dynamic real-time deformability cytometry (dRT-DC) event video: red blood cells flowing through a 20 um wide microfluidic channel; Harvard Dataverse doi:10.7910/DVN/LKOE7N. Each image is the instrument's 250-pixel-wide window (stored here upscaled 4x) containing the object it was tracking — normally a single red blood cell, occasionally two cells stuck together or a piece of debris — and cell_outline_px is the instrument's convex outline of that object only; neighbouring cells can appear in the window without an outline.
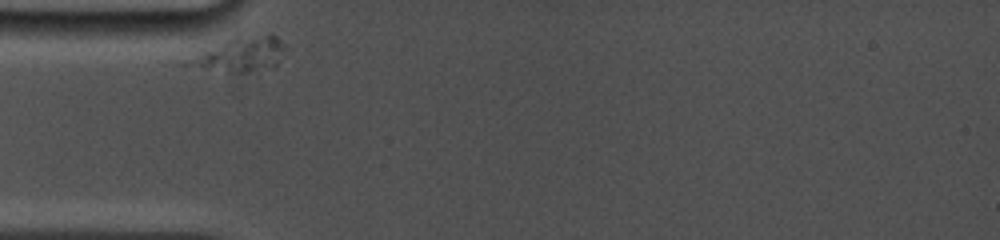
{"species": "common noctule bat (a hibernating species)", "species_latin": "Nyctalus noctula", "temperature_condition": "cold", "stored_images_in_passage": 8, "camera_frame_rate_fps": 5000, "um_per_image_px": 0.085, "animal": {"sex": "female", "body_mass_g": 19.0, "forearm_length_mm": 53.3}, "frame": {"image": 1, "passage_image": 1, "time_ms": 0.0, "image_size_px": [1000, 240], "cell_outline_px": [[284, 48], [276, 68], [240, 72], [200, 64], [196, 60], [204, 52], [232, 40], [268, 36], [276, 36], [280, 40]], "centroid_in_image_um": [20.82, 4.64], "position_along_channel_um": 64.2, "area_um2": 16.13}}
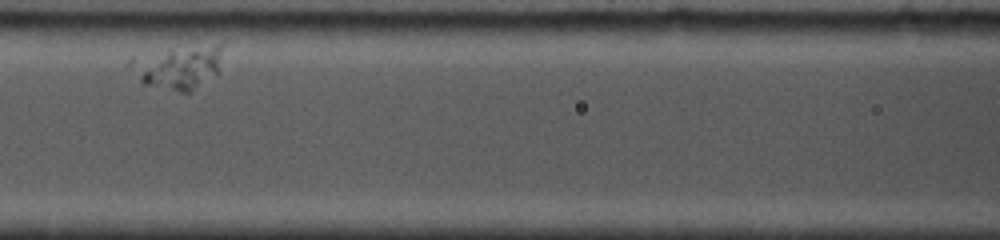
{"frame": {"image": 2, "passage_image": 5, "time_ms": 2.8, "image_size_px": [1000, 240], "cell_outline_px": [[228, 40], [220, 72], [216, 76], [192, 92], [180, 92], [140, 84], [124, 68], [124, 64], [132, 56], [172, 48], [224, 40]], "centroid_in_image_um": [15.19, 5.65], "position_along_channel_um": 151.4, "area_um2": 25.95}}
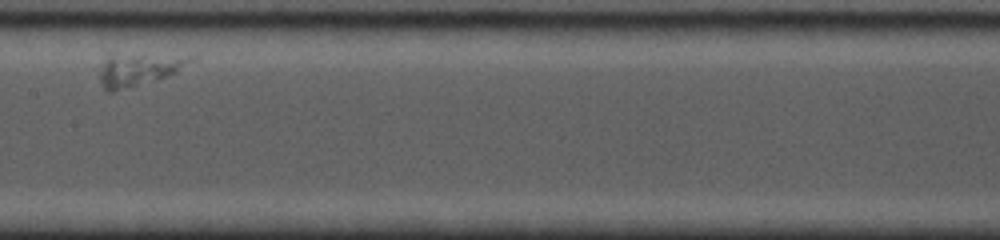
{"frame": {"image": 3, "passage_image": 7, "time_ms": 4.2, "image_size_px": [1000, 240], "cell_outline_px": [[200, 56], [196, 60], [176, 72], [156, 80], [112, 92], [108, 92], [104, 88], [100, 80], [96, 64], [108, 52], [112, 52]], "centroid_in_image_um": [11.72, 5.82], "position_along_channel_um": 195.7, "area_um2": 18.44}}